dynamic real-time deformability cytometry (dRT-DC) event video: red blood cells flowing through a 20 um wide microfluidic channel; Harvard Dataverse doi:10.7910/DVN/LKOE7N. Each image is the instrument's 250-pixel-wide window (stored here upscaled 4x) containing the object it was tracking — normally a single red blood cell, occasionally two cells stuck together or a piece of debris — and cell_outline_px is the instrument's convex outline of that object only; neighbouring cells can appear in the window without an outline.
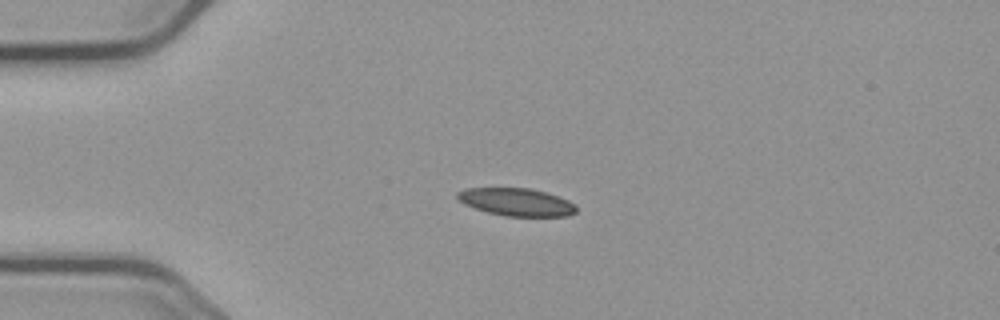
{"species": "common noctule bat (a hibernating species)", "species_latin": "Nyctalus noctula", "temperature_condition": "cold", "stored_images_in_passage": 43, "camera_frame_rate_fps": 3000, "um_per_image_px": 0.085, "animal": {"sex": "male", "body_mass_g": 23.1, "forearm_length_mm": 52.7}, "frame": {"image": 1, "passage_image": 1, "time_ms": 0.0, "image_size_px": [1000, 320], "cell_outline_px": [[576, 212], [568, 216], [504, 216], [488, 212], [464, 204], [456, 196], [456, 192], [464, 188], [532, 188], [568, 200], [576, 204]], "centroid_in_image_um": [43.89, 17.17], "position_along_channel_um": 41.1, "area_um2": 19.13}}
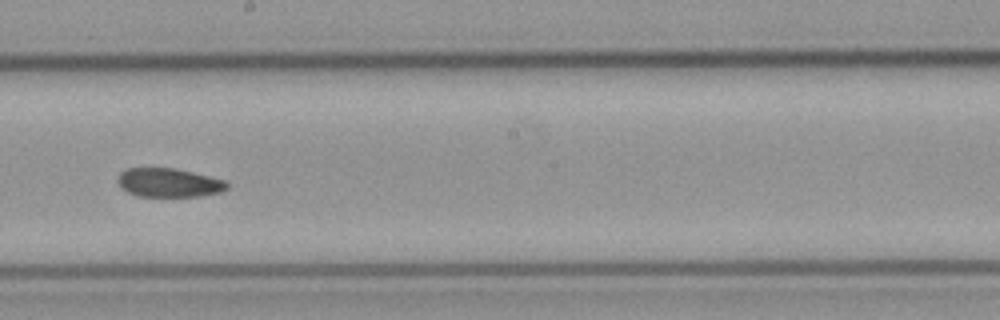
{"frame": {"image": 2, "passage_image": 19, "time_ms": 6.0, "image_size_px": [1000, 320], "cell_outline_px": [[228, 188], [220, 192], [200, 196], [136, 196], [120, 188], [116, 180], [120, 172], [128, 168], [176, 168], [224, 180], [228, 184]], "centroid_in_image_um": [14.3, 15.53], "position_along_channel_um": 233.9, "area_um2": 18.38}}
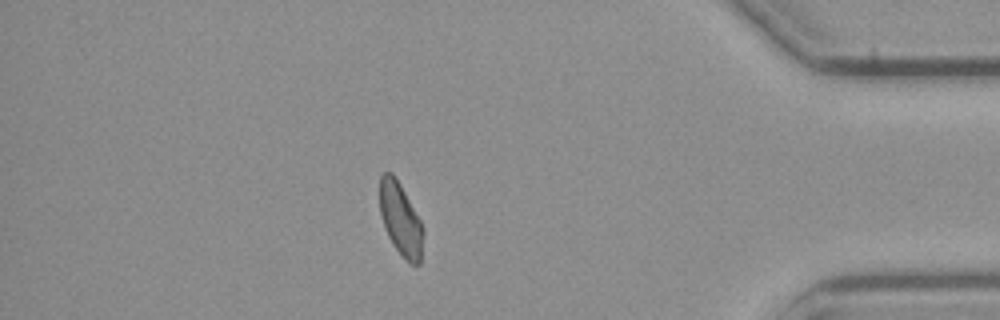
{"frame": {"image": 3, "passage_image": 36, "time_ms": 11.667, "image_size_px": [1000, 320], "cell_outline_px": [[424, 232], [420, 264], [416, 268], [392, 244], [384, 228], [380, 212], [380, 176], [384, 172], [392, 172], [400, 184], [420, 220], [424, 228]], "centroid_in_image_um": [34.05, 18.64], "position_along_channel_um": 401.1, "area_um2": 18.32}, "authors_computed_cell_mechanics": {"area_um2": 19.1896, "velocity_mm_per_s": 3.6708, "shape_relaxation_time_tau1_ms": null, "shape_relaxation_time_tau2_ms": 7.5055, "deformation_change_tau1": null, "deformation_change_tau2": 0.118}}